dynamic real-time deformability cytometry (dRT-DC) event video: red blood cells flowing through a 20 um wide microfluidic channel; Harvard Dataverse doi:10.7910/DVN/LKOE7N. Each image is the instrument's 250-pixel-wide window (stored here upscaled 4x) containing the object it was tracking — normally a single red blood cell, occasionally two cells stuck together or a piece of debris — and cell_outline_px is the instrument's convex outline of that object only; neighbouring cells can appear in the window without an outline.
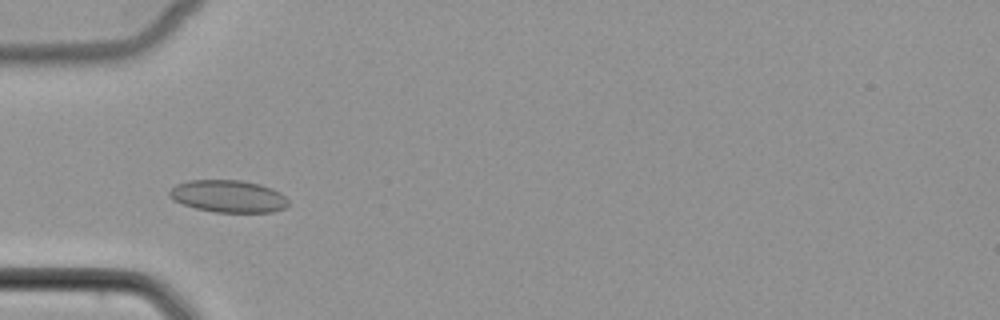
{"species": "common noctule bat (a hibernating species)", "species_latin": "Nyctalus noctula", "temperature_condition": "cold", "stored_images_in_passage": 42, "camera_frame_rate_fps": 3000, "um_per_image_px": 0.085, "animal": {"sex": "female", "body_mass_g": 22.7, "forearm_length_mm": 54.2}, "frame": {"image": 1, "passage_image": 12, "time_ms": 3.667, "image_size_px": [1000, 320], "cell_outline_px": [[288, 204], [284, 208], [272, 212], [216, 212], [196, 208], [172, 200], [168, 196], [168, 192], [176, 184], [188, 180], [240, 180], [260, 184], [272, 188], [280, 192], [288, 200]], "centroid_in_image_um": [19.39, 16.67], "position_along_channel_um": 65.6, "area_um2": 22.37}}
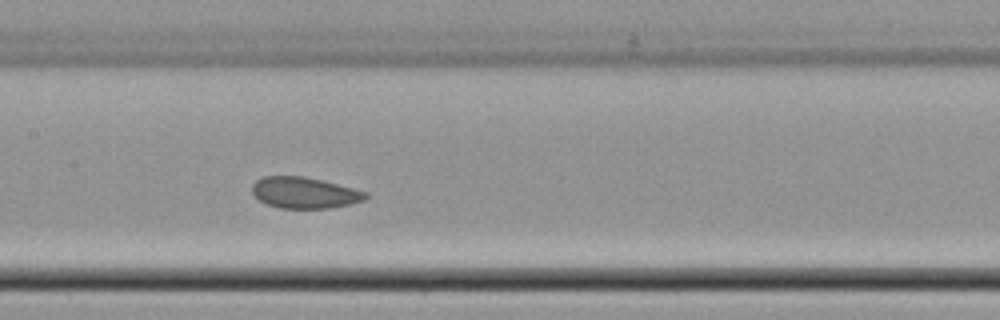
{"frame": {"image": 2, "passage_image": 21, "time_ms": 6.667, "image_size_px": [1000, 320], "cell_outline_px": [[368, 196], [364, 200], [352, 204], [328, 208], [280, 208], [268, 204], [260, 200], [252, 192], [252, 184], [256, 180], [264, 176], [304, 176], [324, 180], [368, 192]], "centroid_in_image_um": [25.91, 16.37], "position_along_channel_um": 181.5, "area_um2": 20.69}}
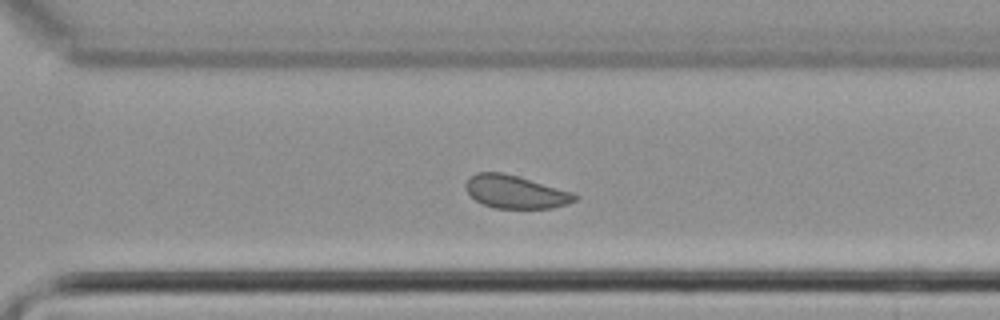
{"frame": {"image": 3, "passage_image": 32, "time_ms": 10.333, "image_size_px": [1000, 320], "cell_outline_px": [[580, 196], [576, 200], [552, 208], [496, 208], [484, 204], [476, 200], [468, 192], [464, 184], [468, 176], [476, 172], [504, 172], [572, 192]], "centroid_in_image_um": [43.78, 16.29], "position_along_channel_um": 326.8, "area_um2": 20.87}}